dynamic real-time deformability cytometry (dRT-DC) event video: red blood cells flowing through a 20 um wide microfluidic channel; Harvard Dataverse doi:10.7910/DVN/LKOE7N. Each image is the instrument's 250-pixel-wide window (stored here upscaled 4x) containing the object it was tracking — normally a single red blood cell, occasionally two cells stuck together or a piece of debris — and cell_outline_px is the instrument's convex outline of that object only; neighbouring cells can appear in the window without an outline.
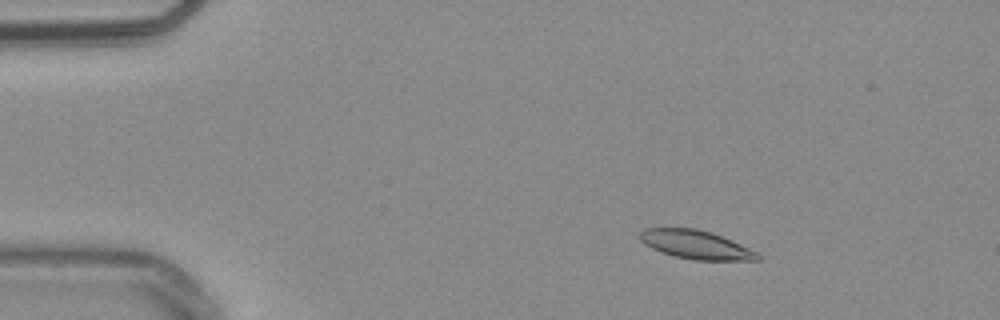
{"species": "common noctule bat (a hibernating species)", "species_latin": "Nyctalus noctula", "temperature_condition": "warm", "stored_images_in_passage": 54, "camera_frame_rate_fps": 3000, "um_per_image_px": 0.085, "animal": {"sex": "male", "body_mass_g": 20.4}, "frame": {"image": 1, "passage_image": 9, "time_ms": 2.667, "image_size_px": [1000, 320], "cell_outline_px": [[760, 260], [692, 260], [672, 256], [660, 252], [644, 244], [640, 240], [640, 232], [644, 228], [696, 228], [712, 232], [732, 240], [756, 252], [760, 256]], "centroid_in_image_um": [59.12, 20.79], "position_along_channel_um": 25.9, "area_um2": 19.71}}
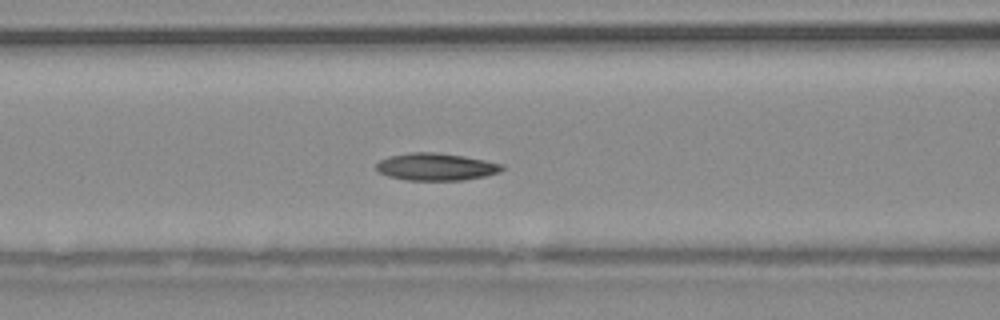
{"frame": {"image": 2, "passage_image": 23, "time_ms": 7.333, "image_size_px": [1000, 320], "cell_outline_px": [[504, 168], [500, 172], [484, 176], [464, 180], [408, 180], [388, 176], [380, 172], [376, 168], [376, 164], [380, 160], [388, 156], [408, 152], [436, 152], [464, 156], [504, 164]], "centroid_in_image_um": [37.06, 14.17], "position_along_channel_um": 129.5, "area_um2": 20.06}}
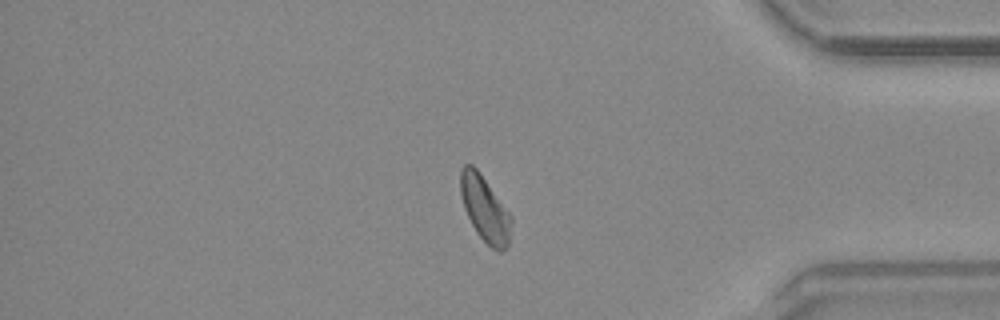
{"frame": {"image": 3, "passage_image": 46, "time_ms": 15.0, "image_size_px": [1000, 320], "cell_outline_px": [[512, 220], [508, 244], [500, 252], [492, 248], [476, 232], [464, 208], [460, 192], [460, 168], [464, 164], [472, 164], [480, 172], [512, 216]], "centroid_in_image_um": [41.2, 17.71], "position_along_channel_um": 394.0, "area_um2": 19.25}, "authors_computed_cell_mechanics": {"area_um2": 19.652, "velocity_mm_per_s": 3.7687, "shape_relaxation_time_tau1_ms": 4.523, "shape_relaxation_time_tau2_ms": null, "deformation_change_tau1": 0.1363, "deformation_change_tau2": null}}